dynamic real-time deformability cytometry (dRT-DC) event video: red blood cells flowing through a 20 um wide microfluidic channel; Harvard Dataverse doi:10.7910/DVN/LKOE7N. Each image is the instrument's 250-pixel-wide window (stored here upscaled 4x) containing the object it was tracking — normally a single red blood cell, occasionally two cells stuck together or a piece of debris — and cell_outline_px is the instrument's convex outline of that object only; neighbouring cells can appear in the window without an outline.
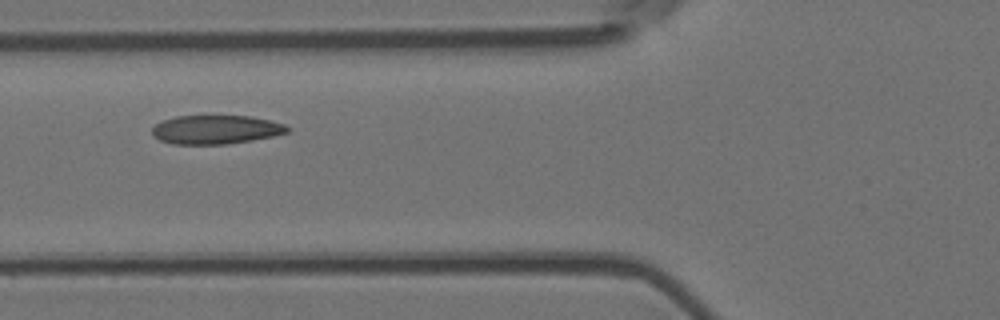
{"species": "Egyptian fruit bat (a non-hibernating species)", "species_latin": "Rousettus aegyptiacus", "temperature_condition": "room temperature", "stored_images_in_passage": 12, "camera_frame_rate_fps": 3000, "um_per_image_px": 0.085, "animal": {"sex": "female"}, "frame": {"image": 1, "passage_image": 3, "time_ms": 0.667, "image_size_px": [1000, 320], "cell_outline_px": [[292, 128], [288, 132], [272, 136], [252, 140], [224, 144], [172, 144], [160, 140], [152, 136], [152, 128], [156, 124], [164, 120], [176, 116], [212, 112], [252, 116], [284, 124]], "centroid_in_image_um": [18.33, 10.96], "position_along_channel_um": 107.5, "area_um2": 23.76}}
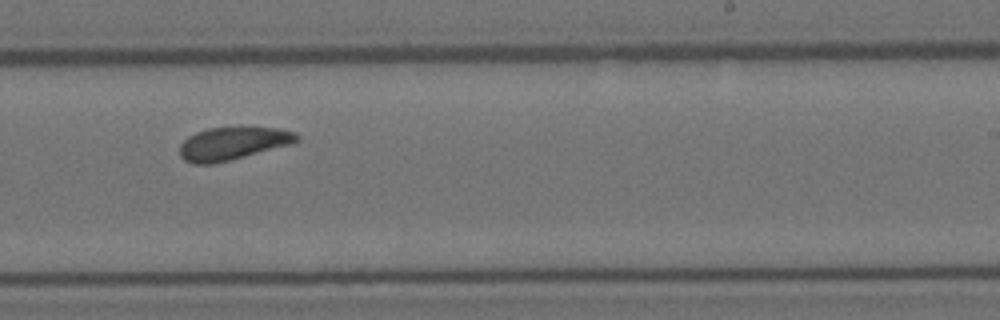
{"frame": {"image": 2, "passage_image": 7, "time_ms": 2.0, "image_size_px": [1000, 320], "cell_outline_px": [[300, 140], [288, 144], [244, 156], [212, 164], [192, 164], [184, 160], [180, 156], [180, 144], [188, 136], [196, 132], [208, 128], [240, 124], [244, 124], [276, 128], [296, 132], [300, 136]], "centroid_in_image_um": [19.77, 12.13], "position_along_channel_um": 269.2, "area_um2": 23.0}}
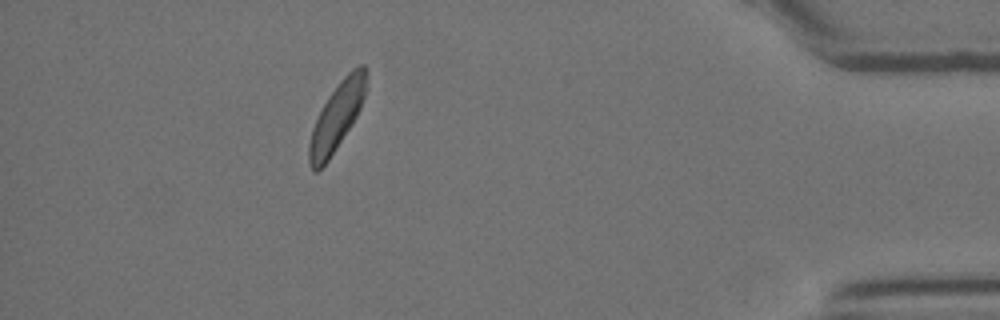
{"frame": {"image": 3, "passage_image": 11, "time_ms": 3.333, "image_size_px": [1000, 320], "cell_outline_px": [[368, 88], [360, 108], [352, 124], [328, 160], [316, 172], [312, 172], [308, 160], [308, 144], [312, 128], [328, 96], [340, 80], [352, 68], [360, 64], [364, 64], [368, 72]], "centroid_in_image_um": [28.66, 9.86], "position_along_channel_um": 406.5, "area_um2": 22.6}}